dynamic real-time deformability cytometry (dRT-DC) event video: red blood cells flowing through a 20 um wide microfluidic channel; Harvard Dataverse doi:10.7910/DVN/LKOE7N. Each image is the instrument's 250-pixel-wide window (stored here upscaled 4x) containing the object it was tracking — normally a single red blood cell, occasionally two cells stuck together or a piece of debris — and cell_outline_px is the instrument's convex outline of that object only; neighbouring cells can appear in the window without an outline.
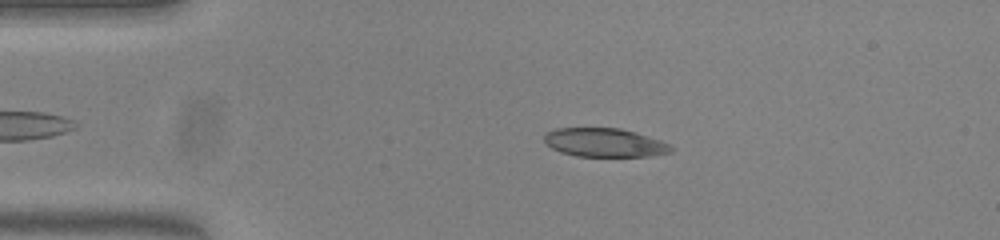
{"species": "common noctule bat (a hibernating species)", "species_latin": "Nyctalus noctula", "temperature_condition": "warm", "stored_images_in_passage": 46, "camera_frame_rate_fps": 3000, "um_per_image_px": 0.085, "animal": {"sex": "female", "body_mass_g": 23.0, "forearm_length_mm": 53.4}, "frame": {"image": 1, "passage_image": 10, "time_ms": 3.0, "image_size_px": [1000, 240], "cell_outline_px": [[676, 148], [672, 152], [648, 156], [576, 156], [560, 152], [552, 148], [544, 140], [544, 136], [548, 132], [556, 128], [620, 128], [636, 132], [660, 140]], "centroid_in_image_um": [51.42, 12.12], "position_along_channel_um": 33.6, "area_um2": 21.15}}
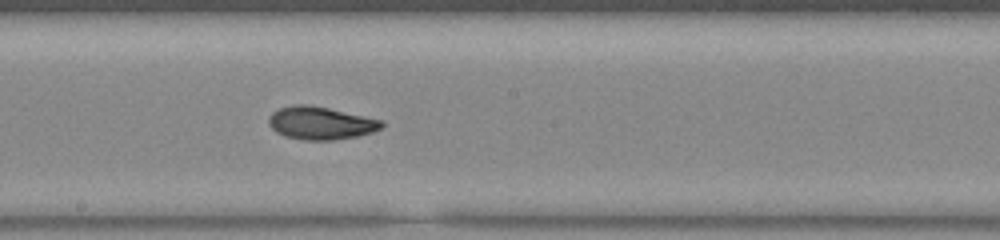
{"frame": {"image": 2, "passage_image": 28, "time_ms": 9.0, "image_size_px": [1000, 240], "cell_outline_px": [[384, 124], [380, 128], [372, 132], [356, 136], [332, 140], [304, 140], [284, 136], [276, 132], [268, 124], [268, 116], [272, 112], [280, 108], [296, 104], [308, 104], [328, 108], [384, 120]], "centroid_in_image_um": [27.23, 10.45], "position_along_channel_um": 221.0, "area_um2": 21.62}}
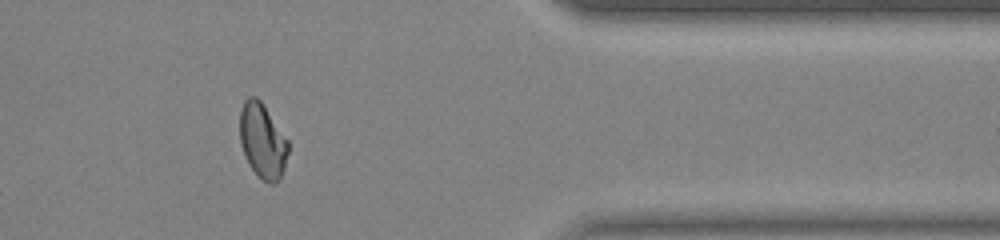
{"frame": {"image": 3, "passage_image": 43, "time_ms": 14.0, "image_size_px": [1000, 240], "cell_outline_px": [[288, 152], [284, 168], [280, 180], [272, 184], [268, 184], [260, 180], [256, 176], [248, 164], [240, 144], [240, 112], [244, 100], [248, 96], [256, 96], [264, 104], [288, 140]], "centroid_in_image_um": [22.31, 12.0], "position_along_channel_um": 389.1, "area_um2": 21.5}, "authors_computed_cell_mechanics": {"area_um2": 21.5883, "velocity_mm_per_s": 3.811, "shape_relaxation_time_tau1_ms": null, "shape_relaxation_time_tau2_ms": 2.5205, "deformation_change_tau1": null, "deformation_change_tau2": 0.0648}}